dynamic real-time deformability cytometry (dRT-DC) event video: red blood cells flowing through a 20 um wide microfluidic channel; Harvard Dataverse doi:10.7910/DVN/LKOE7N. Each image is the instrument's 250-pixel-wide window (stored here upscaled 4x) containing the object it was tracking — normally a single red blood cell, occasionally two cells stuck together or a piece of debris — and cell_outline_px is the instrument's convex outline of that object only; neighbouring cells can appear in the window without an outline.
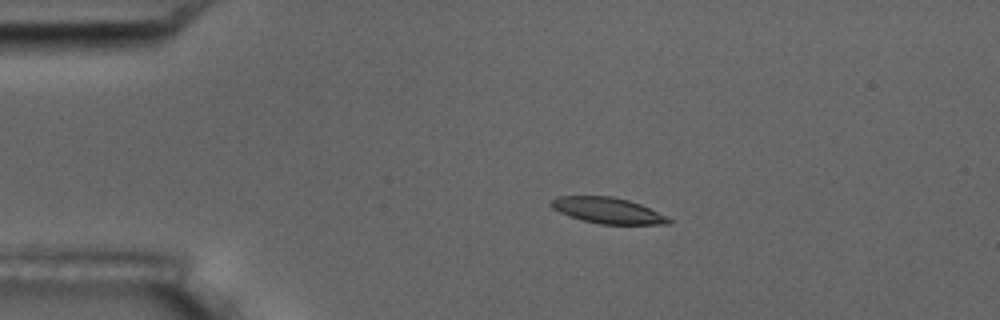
{"species": "common noctule bat (a hibernating species)", "species_latin": "Nyctalus noctula", "temperature_condition": "room temperature", "stored_images_in_passage": 5, "camera_frame_rate_fps": 3000, "um_per_image_px": 0.085, "animal": {"sex": "male", "body_mass_g": 17.5, "forearm_length_mm": 52.3}, "frame": {"image": 1, "passage_image": 3, "time_ms": 2.333, "image_size_px": [1000, 320], "cell_outline_px": [[672, 220], [668, 224], [600, 224], [568, 216], [552, 208], [548, 204], [556, 196], [612, 196], [628, 200], [640, 204], [668, 216]], "centroid_in_image_um": [51.64, 17.88], "position_along_channel_um": 33.4, "area_um2": 17.74}}
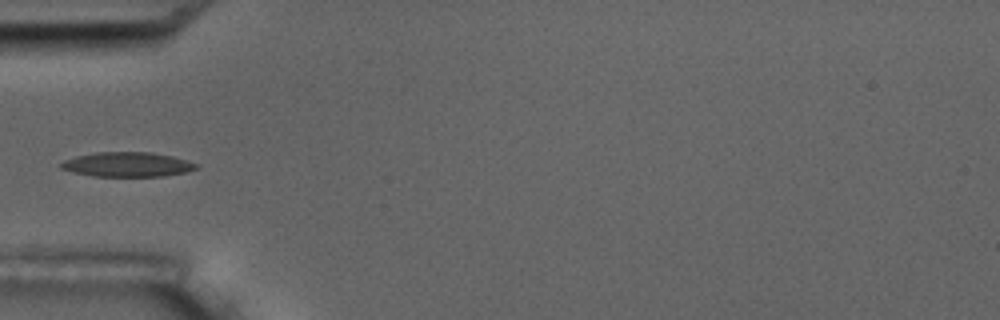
{"frame": {"image": 2, "passage_image": 5, "time_ms": 4.667, "image_size_px": [1000, 320], "cell_outline_px": [[200, 168], [184, 172], [164, 176], [92, 176], [72, 172], [60, 168], [56, 164], [64, 160], [76, 156], [96, 152], [152, 152], [172, 156], [200, 164]], "centroid_in_image_um": [10.8, 13.98], "position_along_channel_um": 74.2, "area_um2": 19.59}}